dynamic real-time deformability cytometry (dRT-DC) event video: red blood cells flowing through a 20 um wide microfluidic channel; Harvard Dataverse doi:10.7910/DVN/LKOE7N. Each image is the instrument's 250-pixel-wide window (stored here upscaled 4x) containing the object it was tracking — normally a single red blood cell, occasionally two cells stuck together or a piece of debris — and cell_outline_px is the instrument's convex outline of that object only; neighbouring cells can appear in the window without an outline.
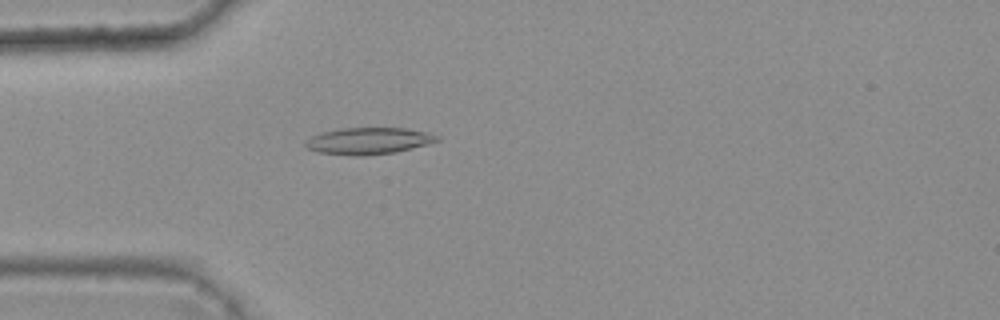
{"species": "common noctule bat (a hibernating species)", "species_latin": "Nyctalus noctula", "temperature_condition": "warm", "stored_images_in_passage": 2, "camera_frame_rate_fps": 3000, "um_per_image_px": 0.085, "animal": {"sex": "female", "body_mass_g": 25.1}, "frame": {"image": 1, "passage_image": 2, "time_ms": 0.333, "image_size_px": [1000, 320], "cell_outline_px": [[440, 140], [396, 152], [364, 156], [356, 156], [316, 152], [308, 148], [304, 144], [304, 140], [320, 132], [340, 128], [404, 128], [424, 132], [440, 136]], "centroid_in_image_um": [31.26, 11.98], "position_along_channel_um": 53.7, "area_um2": 20.46}}